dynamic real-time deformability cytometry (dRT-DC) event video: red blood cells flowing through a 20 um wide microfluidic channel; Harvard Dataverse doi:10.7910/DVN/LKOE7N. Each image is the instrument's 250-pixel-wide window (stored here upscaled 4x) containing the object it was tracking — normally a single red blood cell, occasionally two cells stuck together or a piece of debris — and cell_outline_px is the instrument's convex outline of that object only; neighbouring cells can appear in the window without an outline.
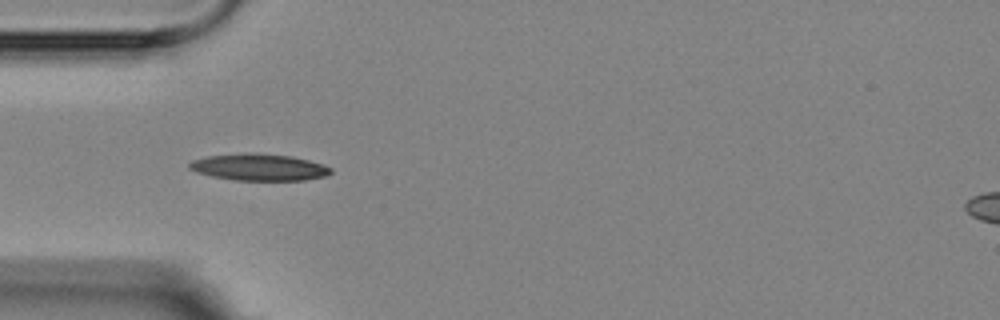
{"species": "Egyptian fruit bat (a non-hibernating species)", "species_latin": "Rousettus aegyptiacus", "temperature_condition": "room temperature", "stored_images_in_passage": 5, "camera_frame_rate_fps": 3000, "um_per_image_px": 0.085, "animal": {"sex": "female"}, "frame": {"image": 1, "passage_image": 4, "time_ms": 3.667, "image_size_px": [1000, 320], "cell_outline_px": [[332, 172], [324, 176], [304, 180], [236, 180], [212, 176], [196, 172], [188, 168], [188, 164], [192, 160], [204, 156], [244, 152], [252, 152], [292, 156], [324, 164], [332, 168]], "centroid_in_image_um": [21.99, 14.19], "position_along_channel_um": 63.0, "area_um2": 22.25}}
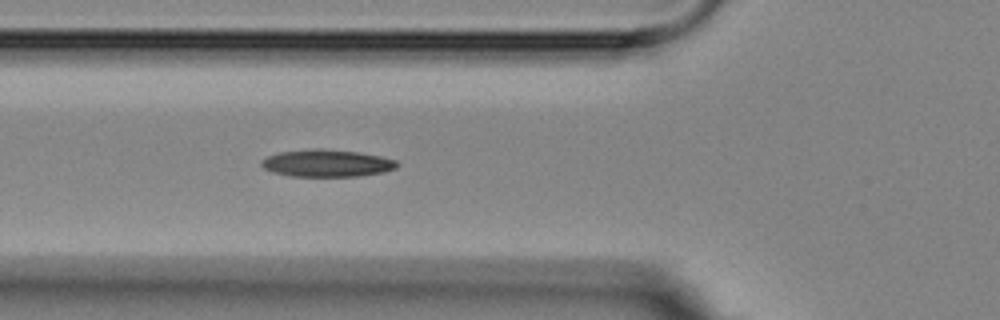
{"frame": {"image": 2, "passage_image": 5, "time_ms": 4.667, "image_size_px": [1000, 320], "cell_outline_px": [[400, 164], [396, 168], [384, 172], [360, 176], [292, 176], [272, 172], [264, 168], [260, 164], [260, 160], [268, 156], [280, 152], [312, 148], [320, 148], [356, 152], [380, 156], [396, 160]], "centroid_in_image_um": [27.78, 13.87], "position_along_channel_um": 98.0, "area_um2": 21.56}}